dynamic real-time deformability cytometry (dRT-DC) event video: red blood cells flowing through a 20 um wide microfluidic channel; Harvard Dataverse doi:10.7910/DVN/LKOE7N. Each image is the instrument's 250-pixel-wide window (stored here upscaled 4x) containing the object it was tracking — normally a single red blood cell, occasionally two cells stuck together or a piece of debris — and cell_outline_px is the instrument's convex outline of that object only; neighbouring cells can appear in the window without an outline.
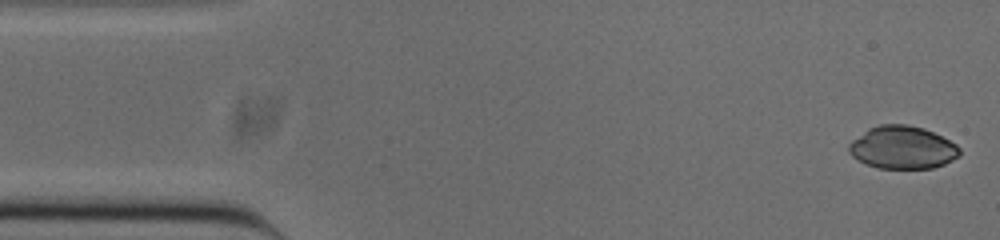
{"species": "common noctule bat (a hibernating species)", "species_latin": "Nyctalus noctula", "temperature_condition": "cold", "stored_images_in_passage": 51, "camera_frame_rate_fps": 3000, "um_per_image_px": 0.085, "animal": {"sex": "male", "body_mass_g": 20.0, "forearm_length_mm": 53.3}, "frame": {"image": 1, "passage_image": 1, "time_ms": 0.0, "image_size_px": [1000, 240], "cell_outline_px": [[960, 152], [952, 160], [944, 164], [932, 168], [880, 168], [868, 164], [852, 156], [848, 152], [848, 144], [852, 140], [868, 128], [880, 124], [908, 124], [924, 128], [956, 144], [960, 148]], "centroid_in_image_um": [76.69, 12.52], "position_along_channel_um": 8.3, "area_um2": 27.4}}
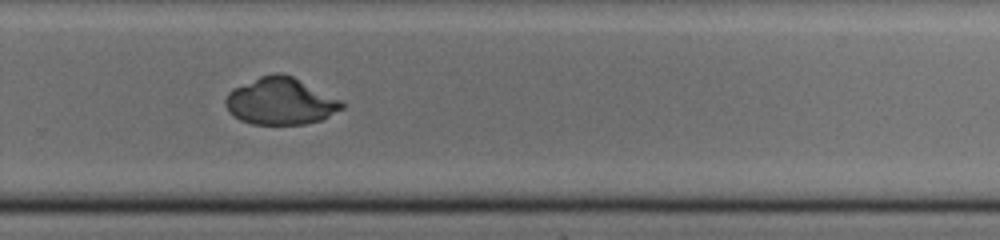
{"frame": {"image": 2, "passage_image": 33, "time_ms": 10.667, "image_size_px": [1000, 240], "cell_outline_px": [[344, 108], [320, 120], [304, 124], [252, 124], [240, 120], [228, 112], [224, 104], [224, 100], [228, 92], [232, 88], [260, 76], [276, 72], [280, 72], [292, 76], [340, 100], [344, 104]], "centroid_in_image_um": [23.79, 8.6], "position_along_channel_um": 306.0, "area_um2": 31.73}}
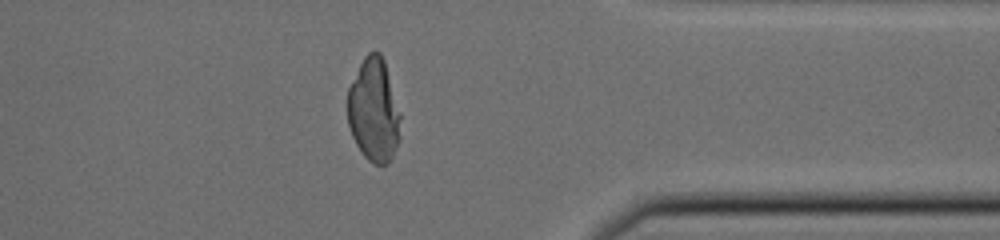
{"frame": {"image": 3, "passage_image": 40, "time_ms": 13.0, "image_size_px": [1000, 240], "cell_outline_px": [[400, 140], [388, 164], [376, 164], [368, 160], [364, 156], [356, 144], [352, 136], [348, 124], [348, 88], [364, 56], [368, 52], [380, 52], [384, 60], [400, 112]], "centroid_in_image_um": [31.78, 9.39], "position_along_channel_um": 379.6, "area_um2": 31.85}}